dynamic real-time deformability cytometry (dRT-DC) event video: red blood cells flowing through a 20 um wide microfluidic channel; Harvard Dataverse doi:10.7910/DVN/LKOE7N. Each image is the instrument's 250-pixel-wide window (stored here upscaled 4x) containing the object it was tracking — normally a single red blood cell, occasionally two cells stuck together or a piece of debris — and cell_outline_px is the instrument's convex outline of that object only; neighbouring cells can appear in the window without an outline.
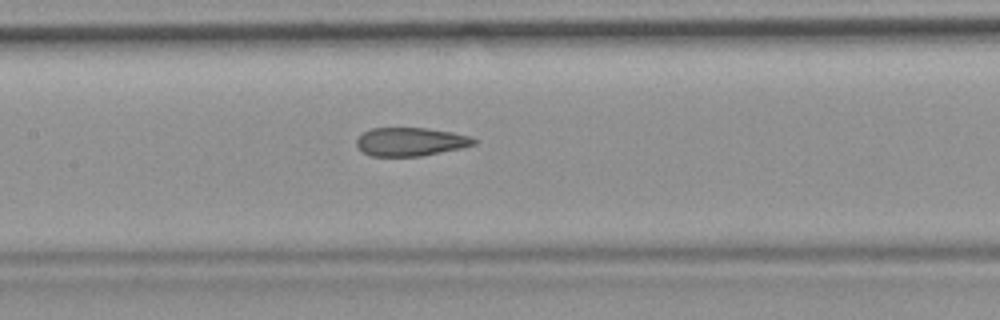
{"species": "common noctule bat (a hibernating species)", "species_latin": "Nyctalus noctula", "temperature_condition": "room temperature", "stored_images_in_passage": 34, "camera_frame_rate_fps": 3000, "um_per_image_px": 0.085, "animal": {"sex": "female", "body_mass_g": 19.9}, "frame": {"image": 1, "passage_image": 16, "time_ms": 5.0, "image_size_px": [1000, 320], "cell_outline_px": [[476, 144], [460, 148], [420, 156], [372, 156], [364, 152], [356, 144], [356, 140], [364, 132], [372, 128], [424, 128], [452, 132], [468, 136], [476, 140]], "centroid_in_image_um": [34.89, 12.05], "position_along_channel_um": 172.5, "area_um2": 19.13}}